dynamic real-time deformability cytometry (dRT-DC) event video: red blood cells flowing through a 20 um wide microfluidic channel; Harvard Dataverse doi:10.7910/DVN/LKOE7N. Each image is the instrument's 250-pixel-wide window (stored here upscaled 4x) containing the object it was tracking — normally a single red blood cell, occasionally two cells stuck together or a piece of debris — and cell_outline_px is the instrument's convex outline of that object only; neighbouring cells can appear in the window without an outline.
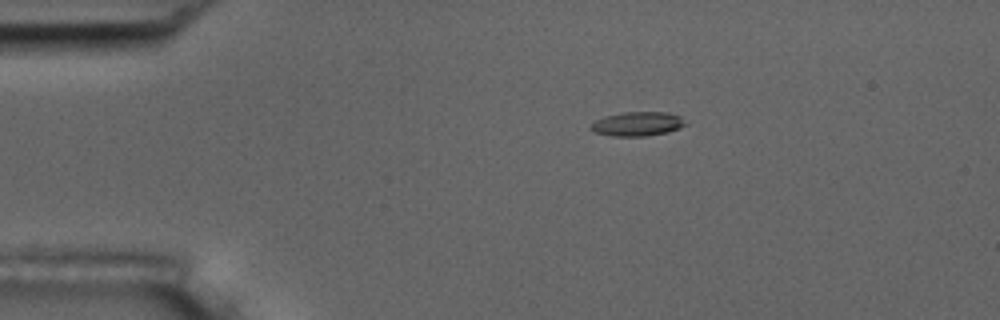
{"species": "common noctule bat (a hibernating species)", "species_latin": "Nyctalus noctula", "temperature_condition": "room temperature", "stored_images_in_passage": 34, "camera_frame_rate_fps": 3000, "um_per_image_px": 0.085, "animal": {"sex": "male", "body_mass_g": 17.5, "forearm_length_mm": 52.3}, "frame": {"image": 1, "passage_image": 1, "time_ms": 0.0, "image_size_px": [1000, 320], "cell_outline_px": [[688, 124], [680, 128], [668, 132], [644, 136], [612, 136], [596, 132], [592, 128], [592, 124], [596, 120], [604, 116], [624, 112], [668, 112], [680, 116]], "centroid_in_image_um": [54.24, 10.52], "position_along_channel_um": 30.8, "area_um2": 13.24}}
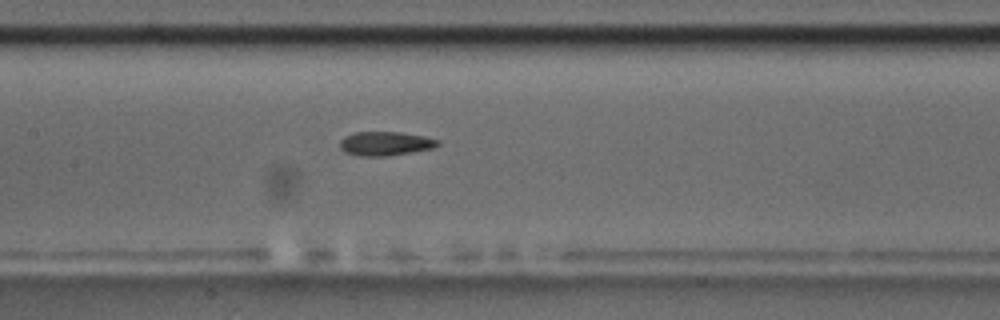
{"frame": {"image": 2, "passage_image": 17, "time_ms": 5.333, "image_size_px": [1000, 320], "cell_outline_px": [[440, 144], [432, 148], [388, 156], [360, 156], [344, 152], [340, 148], [340, 140], [344, 136], [352, 132], [400, 132], [424, 136], [440, 140]], "centroid_in_image_um": [32.72, 12.2], "position_along_channel_um": 174.7, "area_um2": 13.76}}
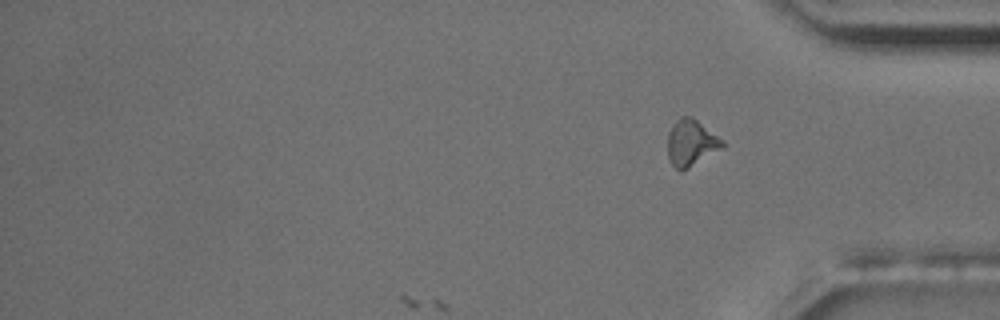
{"frame": {"image": 3, "passage_image": 34, "time_ms": 11.0, "image_size_px": [1000, 320], "cell_outline_px": [[728, 144], [724, 148], [688, 168], [680, 172], [672, 164], [668, 156], [668, 132], [672, 124], [680, 116], [692, 116], [724, 140]], "centroid_in_image_um": [58.78, 12.13], "position_along_channel_um": 376.4, "area_um2": 15.09}, "authors_computed_cell_mechanics": {"area_um2": 13.3229, "velocity_mm_per_s": 3.6461, "shape_relaxation_time_tau1_ms": 5.8963, "shape_relaxation_time_tau2_ms": 4.0945, "deformation_change_tau1": 0.1709, "deformation_change_tau2": 0.138}}